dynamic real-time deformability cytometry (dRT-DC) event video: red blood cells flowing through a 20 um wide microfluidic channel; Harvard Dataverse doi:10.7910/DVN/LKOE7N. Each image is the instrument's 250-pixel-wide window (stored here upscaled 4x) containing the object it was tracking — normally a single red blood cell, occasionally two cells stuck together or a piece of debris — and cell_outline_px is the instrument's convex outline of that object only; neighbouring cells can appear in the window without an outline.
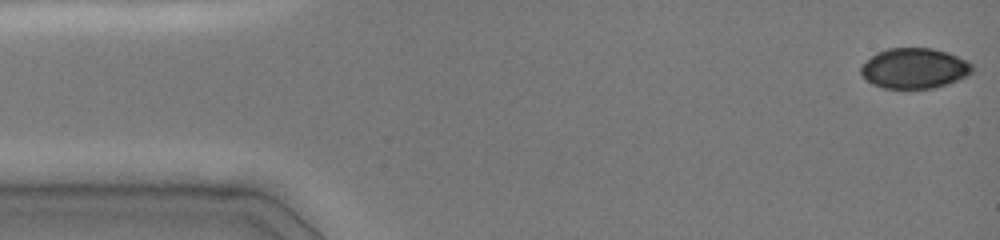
{"species": "common noctule bat (a hibernating species)", "species_latin": "Nyctalus noctula", "temperature_condition": "cold", "stored_images_in_passage": 47, "camera_frame_rate_fps": 3000, "um_per_image_px": 0.085, "animal": {"sex": "female", "body_mass_g": 19.0, "forearm_length_mm": 51.5}, "frame": {"image": 1, "passage_image": 1, "time_ms": 0.0, "image_size_px": [1000, 240], "cell_outline_px": [[976, 68], [968, 76], [948, 84], [936, 88], [884, 88], [872, 84], [860, 72], [860, 68], [876, 52], [888, 48], [932, 48], [948, 52], [968, 60]], "centroid_in_image_um": [77.79, 5.8], "position_along_channel_um": 7.2, "area_um2": 26.36}}
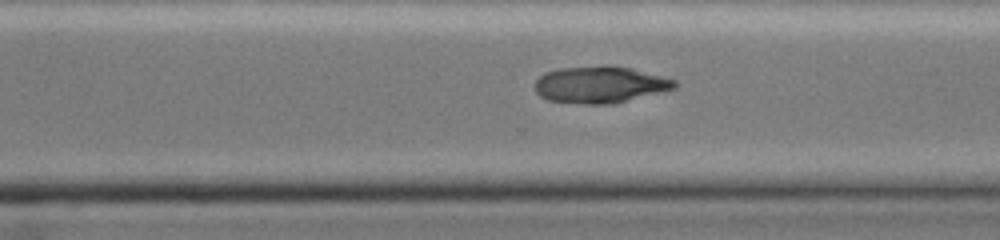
{"frame": {"image": 2, "passage_image": 33, "time_ms": 10.667, "image_size_px": [1000, 240], "cell_outline_px": [[676, 88], [616, 104], [584, 104], [548, 100], [540, 96], [536, 92], [536, 80], [544, 72], [560, 68], [608, 64], [632, 68], [676, 80]], "centroid_in_image_um": [51.02, 7.18], "position_along_channel_um": 319.6, "area_um2": 30.23}}
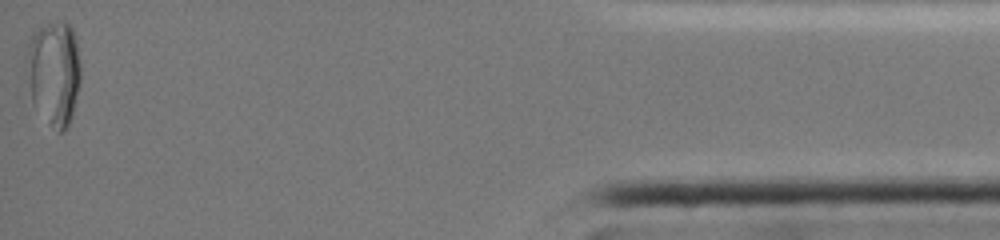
{"frame": {"image": 3, "passage_image": 47, "time_ms": 15.333, "image_size_px": [1000, 240], "cell_outline_px": [[80, 84], [72, 116], [64, 132], [60, 132], [48, 124], [32, 104], [24, 64], [24, 60], [28, 44], [32, 36], [40, 28], [48, 24], [68, 24], [72, 28], [76, 40], [80, 64]], "centroid_in_image_um": [4.56, 6.25], "position_along_channel_um": 430.6, "area_um2": 33.18}}